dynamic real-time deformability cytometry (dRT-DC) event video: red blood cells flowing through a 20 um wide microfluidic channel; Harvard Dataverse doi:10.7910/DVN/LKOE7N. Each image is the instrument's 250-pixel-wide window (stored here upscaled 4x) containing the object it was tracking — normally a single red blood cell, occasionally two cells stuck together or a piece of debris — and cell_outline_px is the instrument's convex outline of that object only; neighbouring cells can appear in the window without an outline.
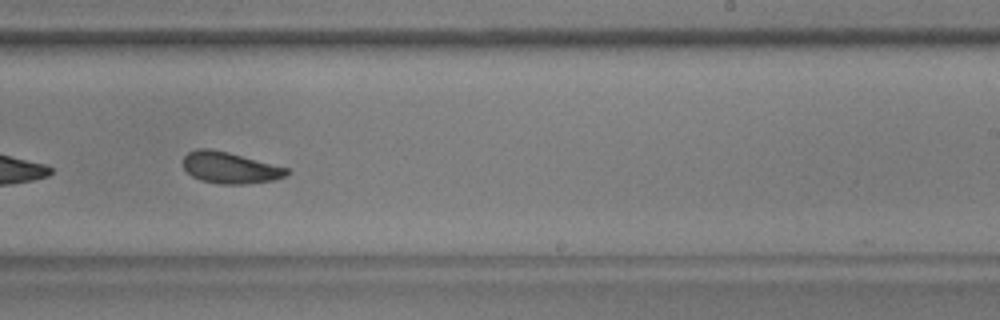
{"species": "common noctule bat (a hibernating species)", "species_latin": "Nyctalus noctula", "temperature_condition": "warm", "stored_images_in_passage": 27, "camera_frame_rate_fps": 3000, "um_per_image_px": 0.085, "animal": {"sex": "male", "body_mass_g": 17.9, "forearm_length_mm": 54.2}, "frame": {"image": 1, "passage_image": 20, "time_ms": 6.333, "image_size_px": [1000, 320], "cell_outline_px": [[288, 172], [284, 176], [272, 180], [248, 184], [220, 184], [200, 180], [192, 176], [184, 168], [184, 156], [188, 152], [196, 148], [208, 148], [228, 152], [288, 168]], "centroid_in_image_um": [19.51, 14.25], "position_along_channel_um": 269.5, "area_um2": 18.79}}
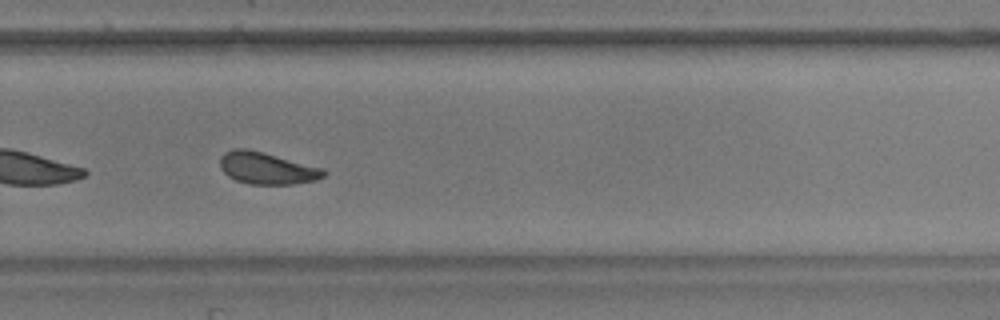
{"frame": {"image": 2, "passage_image": 23, "time_ms": 7.333, "image_size_px": [1000, 320], "cell_outline_px": [[328, 172], [324, 176], [316, 180], [296, 184], [248, 184], [236, 180], [228, 176], [220, 168], [220, 156], [224, 152], [232, 148], [244, 148], [264, 152], [324, 168]], "centroid_in_image_um": [22.69, 14.29], "position_along_channel_um": 307.1, "area_um2": 19.54}}